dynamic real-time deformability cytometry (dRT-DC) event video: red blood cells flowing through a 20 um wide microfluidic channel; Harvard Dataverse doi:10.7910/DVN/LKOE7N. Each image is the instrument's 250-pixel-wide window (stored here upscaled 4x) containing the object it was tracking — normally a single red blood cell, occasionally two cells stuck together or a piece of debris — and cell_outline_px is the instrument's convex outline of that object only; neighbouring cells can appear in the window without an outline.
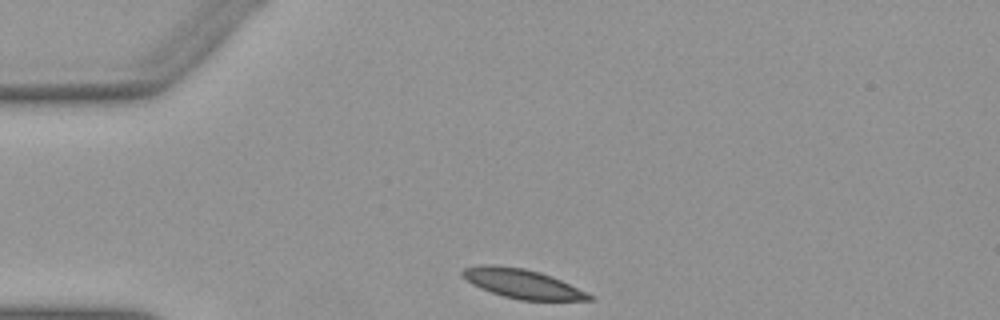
{"species": "Egyptian fruit bat (a non-hibernating species)", "species_latin": "Rousettus aegyptiacus", "temperature_condition": "warm", "stored_images_in_passage": 31, "camera_frame_rate_fps": 3000, "um_per_image_px": 0.085, "animal": {"sex": "female"}, "frame": {"image": 1, "passage_image": 1, "time_ms": 0.0, "image_size_px": [1000, 320], "cell_outline_px": [[596, 296], [592, 300], [520, 300], [504, 296], [480, 288], [472, 284], [460, 276], [460, 272], [464, 268], [484, 264], [492, 264], [524, 268], [540, 272], [552, 276], [588, 292]], "centroid_in_image_um": [44.4, 24.1], "position_along_channel_um": 40.6, "area_um2": 21.73}}
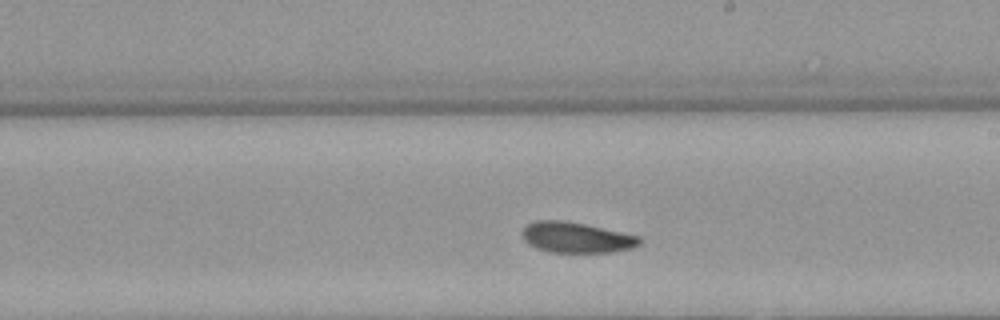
{"frame": {"image": 2, "passage_image": 19, "time_ms": 6.0, "image_size_px": [1000, 320], "cell_outline_px": [[644, 240], [640, 244], [632, 248], [612, 252], [548, 252], [536, 248], [528, 244], [524, 240], [520, 232], [528, 224], [536, 220], [564, 220], [584, 224], [640, 236]], "centroid_in_image_um": [48.98, 20.19], "position_along_channel_um": 240.0, "area_um2": 21.04}}
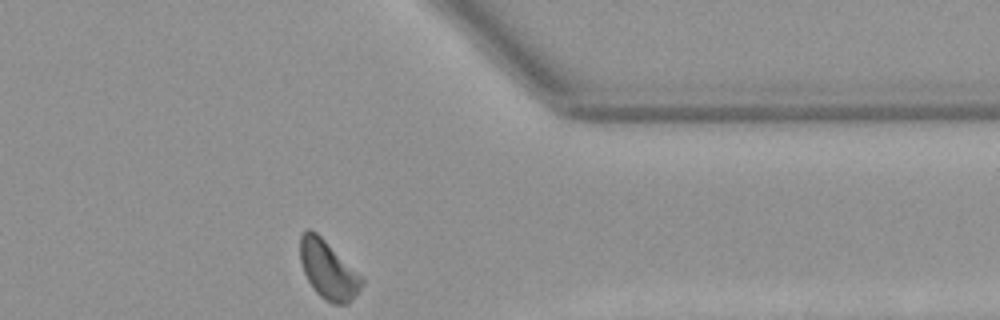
{"frame": {"image": 3, "passage_image": 31, "time_ms": 10.0, "image_size_px": [1000, 320], "cell_outline_px": [[364, 284], [352, 300], [344, 304], [332, 304], [324, 300], [312, 288], [304, 272], [300, 260], [300, 236], [308, 228], [312, 228], [364, 280]], "centroid_in_image_um": [27.86, 22.96], "position_along_channel_um": 383.5, "area_um2": 20.52}, "authors_computed_cell_mechanics": {"area_um2": 21.5594, "velocity_mm_per_s": 3.8665, "shape_relaxation_time_tau1_ms": 3.9349, "shape_relaxation_time_tau2_ms": 6.0825, "deformation_change_tau1": 0.1013, "deformation_change_tau2": 0.096}}